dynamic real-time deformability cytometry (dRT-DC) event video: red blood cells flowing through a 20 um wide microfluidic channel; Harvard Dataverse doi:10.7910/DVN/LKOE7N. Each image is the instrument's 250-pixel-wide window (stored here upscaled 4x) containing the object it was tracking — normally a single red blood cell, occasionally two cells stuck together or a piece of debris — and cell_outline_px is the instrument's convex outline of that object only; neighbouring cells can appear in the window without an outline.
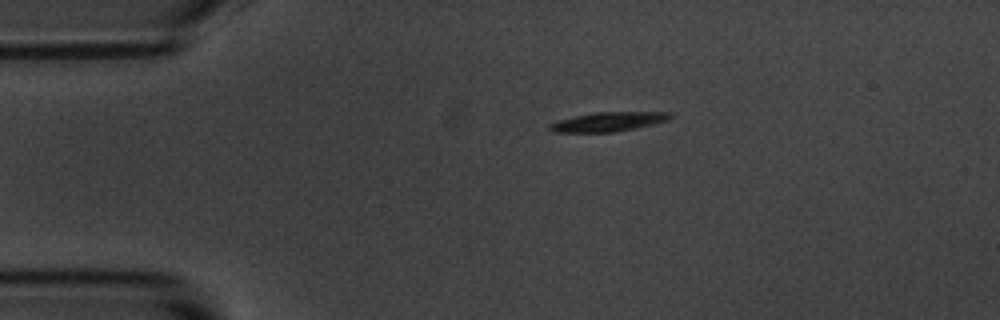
{"species": "common noctule bat (a hibernating species)", "species_latin": "Nyctalus noctula", "temperature_condition": "room temperature", "stored_images_in_passage": 4, "camera_frame_rate_fps": 3000, "um_per_image_px": 0.085, "animal": {"sex": "male", "body_mass_g": 20.1, "forearm_length_mm": 53.5}, "frame": {"image": 1, "passage_image": 1, "time_ms": 0.0, "image_size_px": [1000, 320], "cell_outline_px": [[672, 116], [668, 120], [652, 124], [612, 132], [552, 132], [548, 128], [548, 124], [556, 120], [596, 112], [672, 112]], "centroid_in_image_um": [51.65, 10.34], "position_along_channel_um": 33.4, "area_um2": 13.41}}
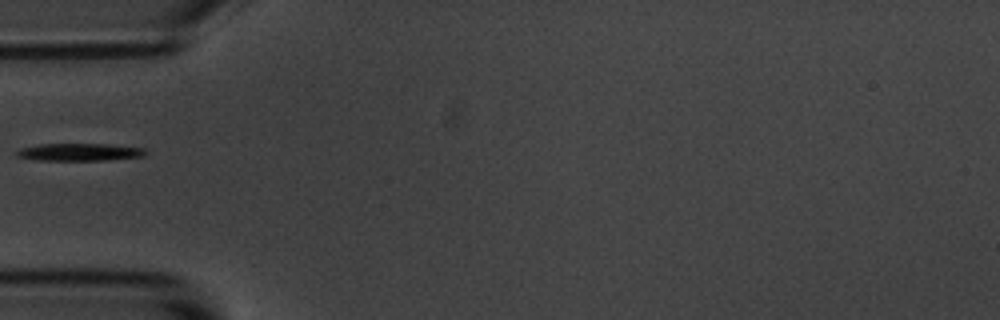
{"frame": {"image": 2, "passage_image": 3, "time_ms": 0.667, "image_size_px": [1000, 320], "cell_outline_px": [[148, 152], [144, 156], [104, 160], [36, 160], [16, 156], [12, 152], [20, 148], [40, 144], [108, 144], [144, 148]], "centroid_in_image_um": [6.71, 12.92], "position_along_channel_um": 78.3, "area_um2": 13.18}}